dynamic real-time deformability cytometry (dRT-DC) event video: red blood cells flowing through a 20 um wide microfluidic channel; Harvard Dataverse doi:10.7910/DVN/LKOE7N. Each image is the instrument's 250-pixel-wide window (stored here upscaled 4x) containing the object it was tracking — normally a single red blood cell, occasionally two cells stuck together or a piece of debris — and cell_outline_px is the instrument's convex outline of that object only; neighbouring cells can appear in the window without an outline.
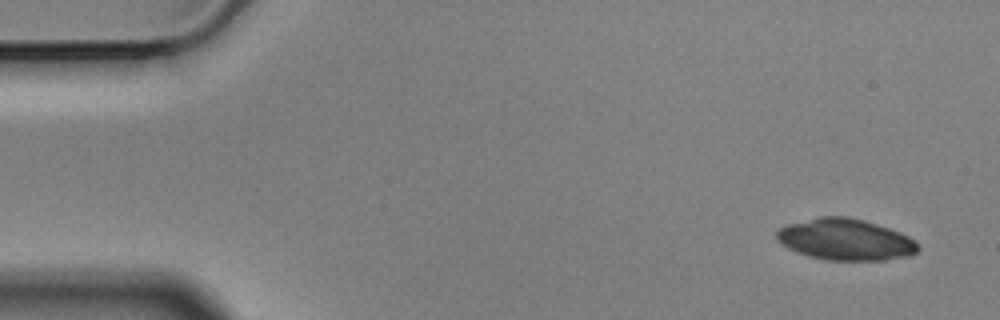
{"species": "Egyptian fruit bat (a non-hibernating species)", "species_latin": "Rousettus aegyptiacus", "temperature_condition": "cold", "stored_images_in_passage": 14, "camera_frame_rate_fps": 3000, "um_per_image_px": 0.085, "animal": {"sex": "male"}, "frame": {"image": 1, "passage_image": 1, "time_ms": 0.0, "image_size_px": [1000, 320], "cell_outline_px": [[920, 248], [916, 252], [904, 256], [884, 260], [824, 260], [808, 256], [796, 252], [780, 244], [776, 240], [776, 232], [780, 228], [788, 224], [820, 216], [848, 216], [864, 220], [888, 228], [908, 236]], "centroid_in_image_um": [71.79, 20.36], "position_along_channel_um": 13.2, "area_um2": 33.93}}